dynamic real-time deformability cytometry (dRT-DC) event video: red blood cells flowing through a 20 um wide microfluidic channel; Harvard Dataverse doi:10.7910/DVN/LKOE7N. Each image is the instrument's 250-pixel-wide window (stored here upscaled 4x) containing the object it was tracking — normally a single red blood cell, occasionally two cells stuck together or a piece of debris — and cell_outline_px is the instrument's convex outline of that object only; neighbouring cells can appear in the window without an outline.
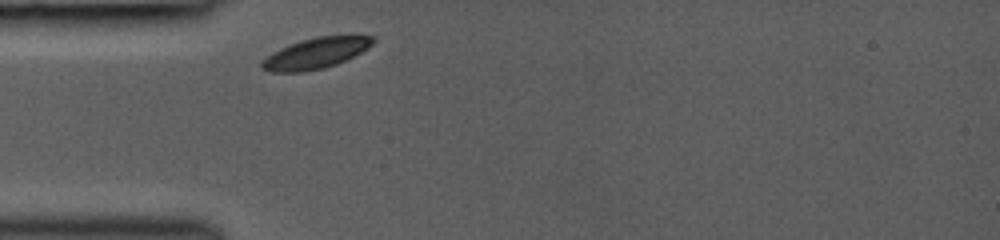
{"species": "common noctule bat (a hibernating species)", "species_latin": "Nyctalus noctula", "temperature_condition": "room temperature", "stored_images_in_passage": 1, "camera_frame_rate_fps": 3000, "um_per_image_px": 0.085, "animal": {"sex": "female", "body_mass_g": 19.0, "forearm_length_mm": 53.3}, "frame": {"image": 1, "passage_image": 1, "time_ms": 0.0, "image_size_px": [1000, 240], "cell_outline_px": [[376, 40], [368, 48], [336, 64], [324, 68], [304, 72], [272, 72], [260, 68], [260, 64], [272, 52], [280, 48], [300, 40], [316, 36], [348, 32], [376, 36]], "centroid_in_image_um": [26.93, 4.46], "position_along_channel_um": 58.1, "area_um2": 20.63}}